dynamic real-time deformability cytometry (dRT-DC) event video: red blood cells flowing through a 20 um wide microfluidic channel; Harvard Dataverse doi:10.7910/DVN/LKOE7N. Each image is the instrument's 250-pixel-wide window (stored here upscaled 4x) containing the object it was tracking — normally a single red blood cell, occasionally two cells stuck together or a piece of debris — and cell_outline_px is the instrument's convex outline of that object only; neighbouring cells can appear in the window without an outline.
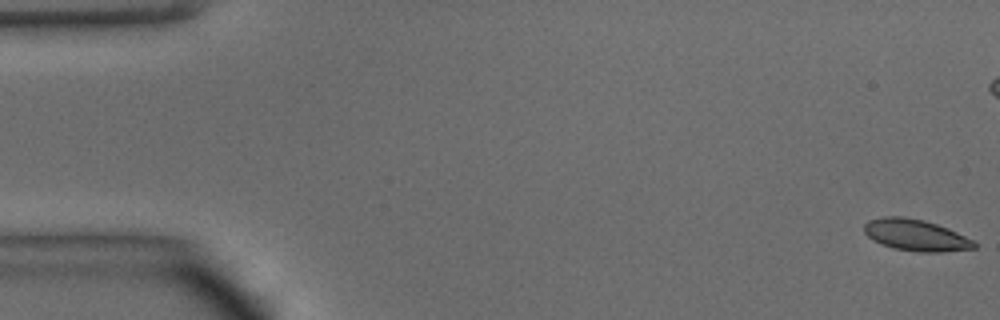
{"species": "common noctule bat (a hibernating species)", "species_latin": "Nyctalus noctula", "temperature_condition": "warm", "stored_images_in_passage": 20, "camera_frame_rate_fps": 3000, "um_per_image_px": 0.085, "animal": {"sex": "male", "body_mass_g": 15.6}, "frame": {"image": 1, "passage_image": 1, "time_ms": 0.0, "image_size_px": [1000, 320], "cell_outline_px": [[976, 248], [944, 252], [916, 252], [892, 248], [880, 244], [872, 240], [864, 232], [864, 224], [868, 220], [884, 216], [904, 216], [924, 220], [948, 228], [976, 240]], "centroid_in_image_um": [77.85, 19.99], "position_along_channel_um": 7.1, "area_um2": 20.58}}
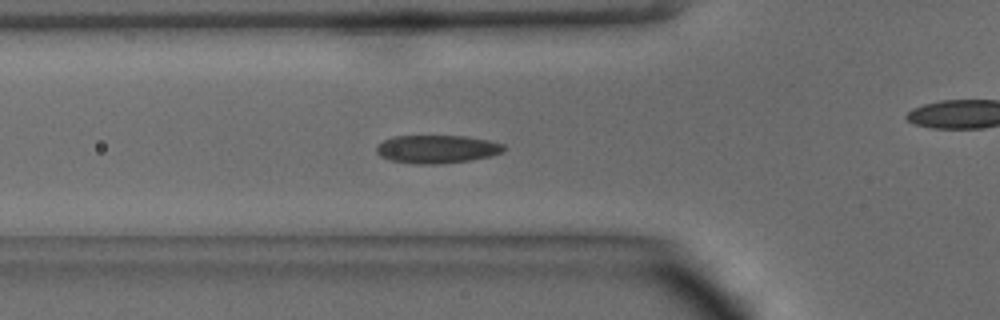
{"frame": {"image": 2, "passage_image": 17, "time_ms": 5.333, "image_size_px": [1000, 320], "cell_outline_px": [[504, 152], [492, 156], [472, 160], [436, 164], [412, 164], [392, 160], [380, 156], [376, 152], [376, 144], [392, 136], [464, 136], [488, 140], [504, 144]], "centroid_in_image_um": [37.13, 12.68], "position_along_channel_um": 88.7, "area_um2": 21.04}}